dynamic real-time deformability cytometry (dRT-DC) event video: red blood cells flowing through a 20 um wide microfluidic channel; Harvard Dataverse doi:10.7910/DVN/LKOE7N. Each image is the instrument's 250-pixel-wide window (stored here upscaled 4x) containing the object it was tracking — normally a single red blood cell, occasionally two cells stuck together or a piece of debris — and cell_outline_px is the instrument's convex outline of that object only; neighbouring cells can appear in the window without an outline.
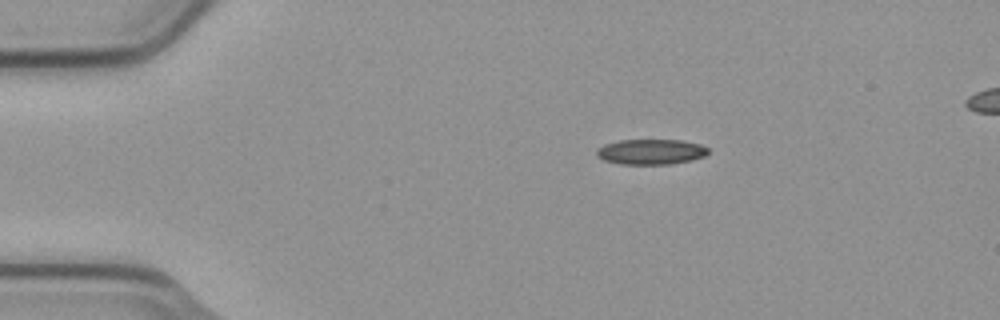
{"species": "common noctule bat (a hibernating species)", "species_latin": "Nyctalus noctula", "temperature_condition": "cold", "stored_images_in_passage": 3, "camera_frame_rate_fps": 3000, "um_per_image_px": 0.085, "animal": {"sex": "male", "body_mass_g": 23.1, "forearm_length_mm": 52.7}, "frame": {"image": 1, "passage_image": 1, "time_ms": 0.0, "image_size_px": [1000, 320], "cell_outline_px": [[708, 152], [704, 156], [692, 160], [672, 164], [620, 164], [604, 160], [596, 156], [596, 148], [604, 144], [620, 140], [680, 140], [700, 144], [708, 148]], "centroid_in_image_um": [55.3, 12.9], "position_along_channel_um": 29.7, "area_um2": 16.53}}
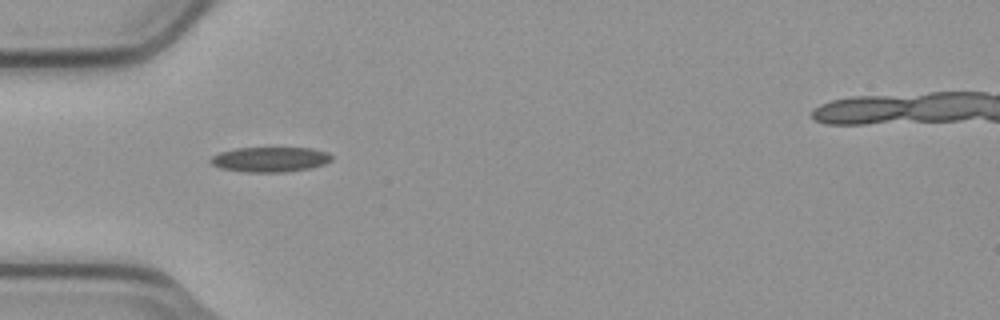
{"frame": {"image": 2, "passage_image": 2, "time_ms": 0.333, "image_size_px": [1000, 320], "cell_outline_px": [[332, 160], [324, 164], [308, 168], [284, 172], [244, 172], [220, 168], [212, 164], [208, 160], [212, 156], [220, 152], [236, 148], [312, 148], [328, 152], [332, 156]], "centroid_in_image_um": [22.94, 13.55], "position_along_channel_um": 62.1, "area_um2": 17.63}}
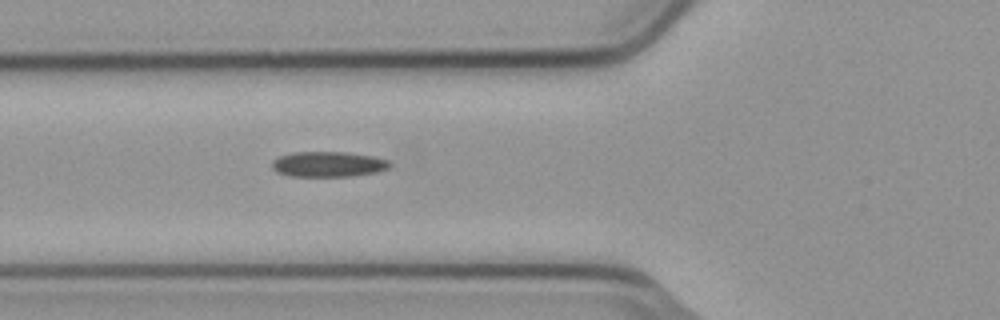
{"frame": {"image": 3, "passage_image": 3, "time_ms": 0.667, "image_size_px": [1000, 320], "cell_outline_px": [[392, 164], [388, 168], [376, 172], [352, 176], [288, 176], [276, 172], [272, 168], [272, 160], [276, 156], [292, 152], [348, 152], [376, 156], [388, 160]], "centroid_in_image_um": [27.87, 13.95], "position_along_channel_um": 97.9, "area_um2": 17.69}}